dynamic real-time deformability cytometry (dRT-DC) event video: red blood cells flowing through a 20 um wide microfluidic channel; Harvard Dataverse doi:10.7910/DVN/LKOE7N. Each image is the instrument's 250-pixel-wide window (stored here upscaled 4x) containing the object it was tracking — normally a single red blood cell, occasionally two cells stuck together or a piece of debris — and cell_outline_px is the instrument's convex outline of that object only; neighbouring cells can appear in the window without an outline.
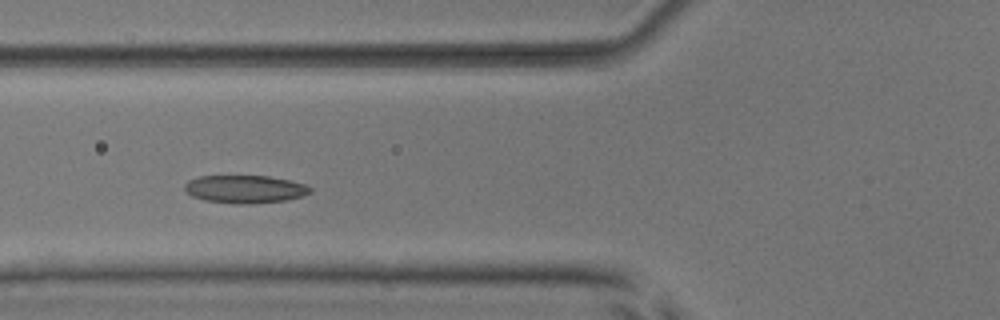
{"species": "common noctule bat (a hibernating species)", "species_latin": "Nyctalus noctula", "temperature_condition": "room temperature", "stored_images_in_passage": 5, "camera_frame_rate_fps": 3000, "um_per_image_px": 0.085, "animal": {"sex": "male", "body_mass_g": 17.9, "forearm_length_mm": 54.2}, "frame": {"image": 1, "passage_image": 5, "time_ms": 4.667, "image_size_px": [1000, 320], "cell_outline_px": [[312, 192], [288, 200], [248, 204], [236, 204], [204, 200], [192, 196], [184, 188], [184, 184], [188, 180], [200, 176], [268, 176], [288, 180], [304, 184], [312, 188]], "centroid_in_image_um": [20.81, 16.08], "position_along_channel_um": 105.0, "area_um2": 20.35}}